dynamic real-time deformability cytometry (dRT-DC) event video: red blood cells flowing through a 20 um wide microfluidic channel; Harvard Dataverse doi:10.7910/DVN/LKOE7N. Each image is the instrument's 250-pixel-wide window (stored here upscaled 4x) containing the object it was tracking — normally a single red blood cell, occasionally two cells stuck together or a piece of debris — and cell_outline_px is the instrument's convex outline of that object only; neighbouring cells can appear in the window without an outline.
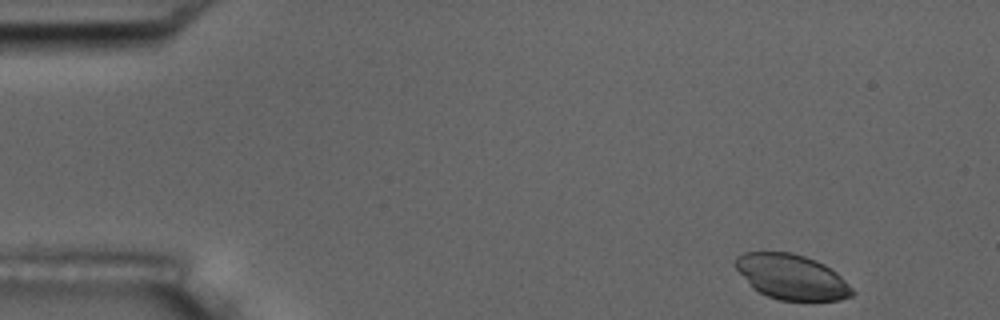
{"species": "common noctule bat (a hibernating species)", "species_latin": "Nyctalus noctula", "temperature_condition": "room temperature", "stored_images_in_passage": 4, "camera_frame_rate_fps": 3000, "um_per_image_px": 0.085, "animal": {"sex": "male", "body_mass_g": 17.5, "forearm_length_mm": 52.3}, "frame": {"image": 1, "passage_image": 1, "time_ms": 0.0, "image_size_px": [1000, 320], "cell_outline_px": [[856, 292], [852, 296], [840, 300], [780, 300], [768, 296], [752, 288], [732, 264], [736, 256], [744, 252], [792, 252], [816, 260], [824, 264], [836, 272]], "centroid_in_image_um": [67.26, 23.53], "position_along_channel_um": 17.7, "area_um2": 30.75}}